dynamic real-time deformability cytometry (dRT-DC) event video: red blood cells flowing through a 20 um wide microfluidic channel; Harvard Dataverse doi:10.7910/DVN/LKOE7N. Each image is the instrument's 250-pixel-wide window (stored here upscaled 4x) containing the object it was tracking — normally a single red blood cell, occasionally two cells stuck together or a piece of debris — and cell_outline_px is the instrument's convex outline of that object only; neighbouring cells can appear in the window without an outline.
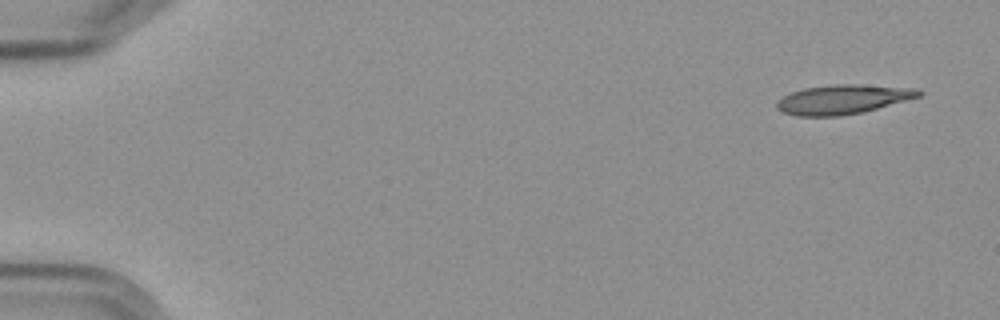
{"species": "Egyptian fruit bat (a non-hibernating species)", "species_latin": "Rousettus aegyptiacus", "temperature_condition": "cold", "stored_images_in_passage": 5, "camera_frame_rate_fps": 3000, "um_per_image_px": 0.085, "frame": {"image": 1, "passage_image": 1, "time_ms": 0.0, "image_size_px": [1000, 320], "cell_outline_px": [[924, 92], [920, 96], [864, 112], [840, 116], [796, 116], [780, 112], [776, 108], [776, 100], [792, 92], [804, 88], [832, 84], [856, 84], [916, 88]], "centroid_in_image_um": [71.61, 8.45], "position_along_channel_um": 13.4, "area_um2": 24.45}}
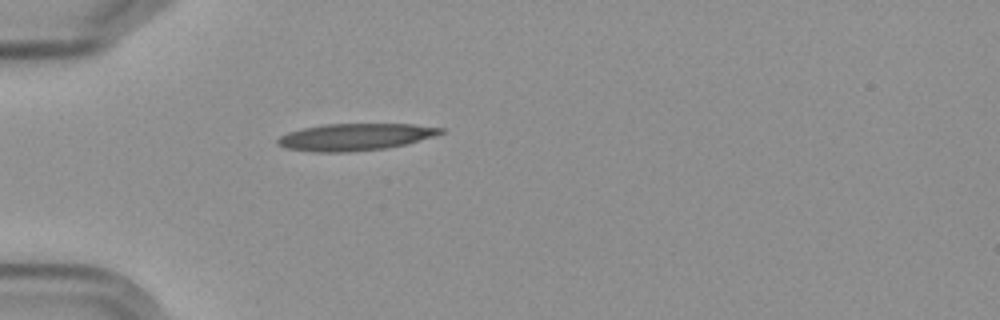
{"frame": {"image": 2, "passage_image": 5, "time_ms": 4.667, "image_size_px": [1000, 320], "cell_outline_px": [[444, 132], [432, 136], [404, 144], [388, 148], [348, 152], [312, 152], [284, 148], [276, 144], [276, 140], [280, 136], [288, 132], [304, 128], [324, 124], [412, 124], [444, 128]], "centroid_in_image_um": [30.12, 11.65], "position_along_channel_um": 54.9, "area_um2": 25.55}}